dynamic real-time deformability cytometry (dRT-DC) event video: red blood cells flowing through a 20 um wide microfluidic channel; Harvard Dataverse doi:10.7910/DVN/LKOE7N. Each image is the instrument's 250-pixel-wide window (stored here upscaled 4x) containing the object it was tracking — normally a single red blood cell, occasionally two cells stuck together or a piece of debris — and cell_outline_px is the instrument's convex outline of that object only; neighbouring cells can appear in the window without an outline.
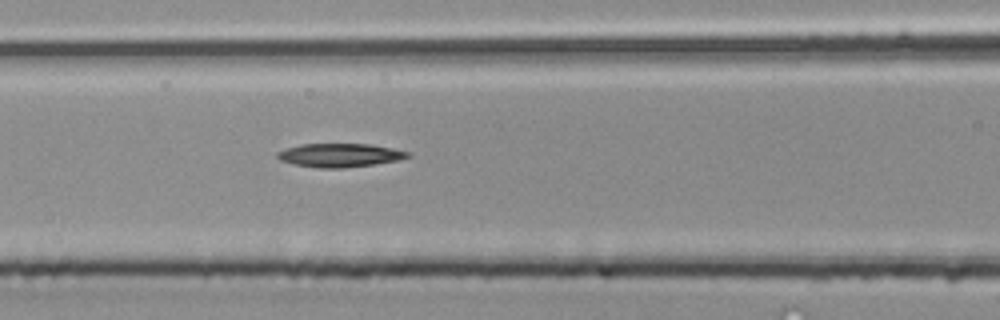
{"species": "common noctule bat (a hibernating species)", "species_latin": "Nyctalus noctula", "temperature_condition": "room temperature", "stored_images_in_passage": 3, "camera_frame_rate_fps": 3000, "um_per_image_px": 0.085, "animal": {"sex": "male", "body_mass_g": 20.4}, "frame": {"image": 1, "passage_image": 3, "time_ms": 0.667, "image_size_px": [1000, 320], "cell_outline_px": [[412, 156], [396, 160], [372, 164], [344, 168], [320, 168], [292, 164], [280, 160], [276, 156], [276, 152], [284, 148], [300, 144], [368, 144], [392, 148], [412, 152]], "centroid_in_image_um": [28.84, 13.19], "position_along_channel_um": 137.8, "area_um2": 17.98}}